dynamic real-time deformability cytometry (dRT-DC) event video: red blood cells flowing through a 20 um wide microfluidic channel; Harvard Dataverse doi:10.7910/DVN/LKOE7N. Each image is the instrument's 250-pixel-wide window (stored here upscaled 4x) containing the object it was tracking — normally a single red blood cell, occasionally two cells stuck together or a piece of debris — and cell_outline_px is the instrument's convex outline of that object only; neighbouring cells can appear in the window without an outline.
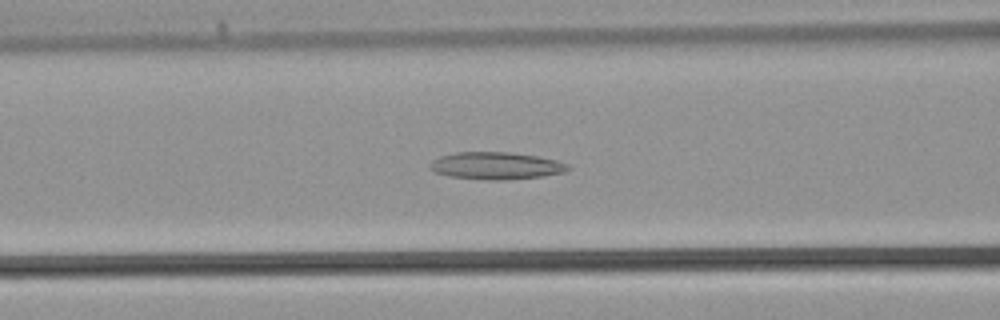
{"species": "common noctule bat (a hibernating species)", "species_latin": "Nyctalus noctula", "temperature_condition": "warm", "stored_images_in_passage": 33, "camera_frame_rate_fps": 3000, "um_per_image_px": 0.085, "animal": {"sex": "male", "body_mass_g": 21.5, "forearm_length_mm": 52.0}, "frame": {"image": 1, "passage_image": 13, "time_ms": 4.0, "image_size_px": [1000, 320], "cell_outline_px": [[572, 168], [564, 172], [544, 176], [500, 180], [484, 180], [448, 176], [436, 172], [428, 168], [428, 164], [432, 160], [440, 156], [456, 152], [508, 152], [536, 156], [556, 160], [568, 164]], "centroid_in_image_um": [42.14, 14.09], "position_along_channel_um": 124.5, "area_um2": 22.02}}
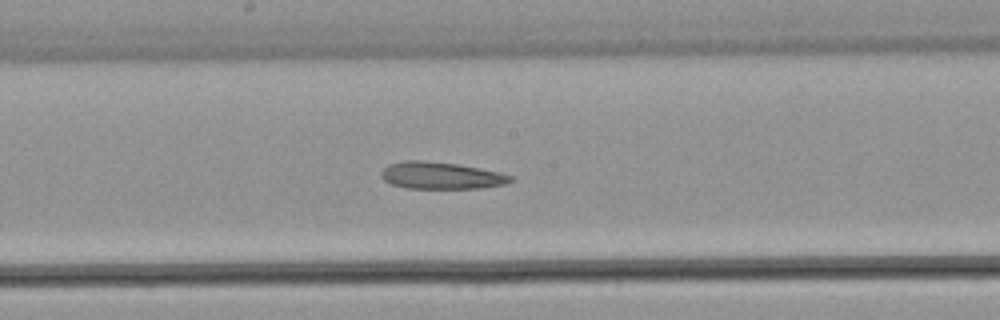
{"frame": {"image": 2, "passage_image": 18, "time_ms": 5.667, "image_size_px": [1000, 320], "cell_outline_px": [[512, 180], [504, 184], [480, 188], [408, 188], [392, 184], [384, 180], [380, 176], [380, 172], [388, 164], [404, 160], [420, 160], [456, 164], [500, 172], [512, 176]], "centroid_in_image_um": [37.44, 14.91], "position_along_channel_um": 210.8, "area_um2": 20.17}}
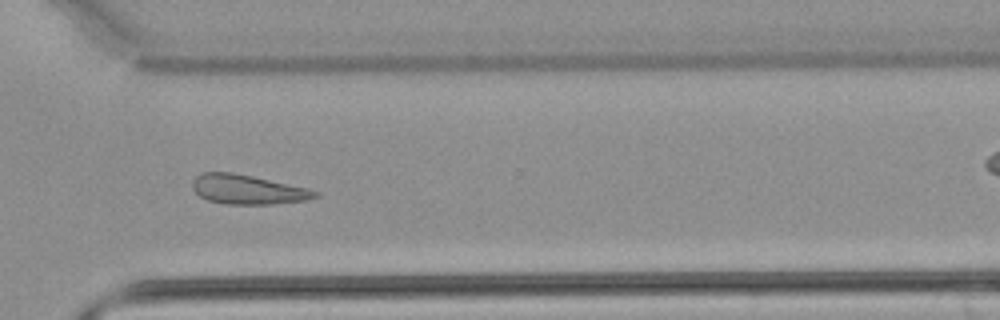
{"frame": {"image": 3, "passage_image": 26, "time_ms": 8.333, "image_size_px": [1000, 320], "cell_outline_px": [[320, 196], [308, 200], [272, 204], [224, 204], [208, 200], [200, 196], [192, 188], [192, 180], [196, 176], [204, 172], [228, 172], [252, 176], [308, 188], [320, 192]], "centroid_in_image_um": [21.07, 16.11], "position_along_channel_um": 349.5, "area_um2": 21.04}}